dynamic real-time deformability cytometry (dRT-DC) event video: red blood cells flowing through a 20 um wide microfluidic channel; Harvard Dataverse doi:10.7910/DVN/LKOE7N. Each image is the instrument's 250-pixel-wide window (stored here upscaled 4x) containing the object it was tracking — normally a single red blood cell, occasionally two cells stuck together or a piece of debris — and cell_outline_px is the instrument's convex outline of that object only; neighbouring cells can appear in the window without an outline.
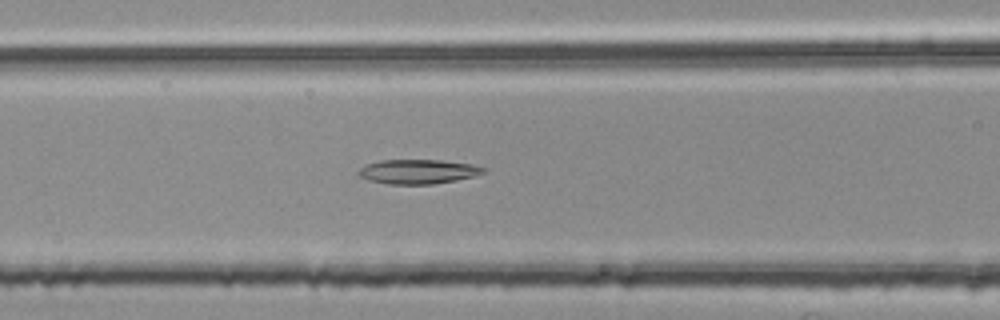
{"species": "common noctule bat (a hibernating species)", "species_latin": "Nyctalus noctula", "temperature_condition": "room temperature", "stored_images_in_passage": 54, "camera_frame_rate_fps": 3000, "um_per_image_px": 0.085, "animal": {"sex": "female", "body_mass_g": 25.1}, "frame": {"image": 1, "passage_image": 22, "time_ms": 7.0, "image_size_px": [1000, 320], "cell_outline_px": [[488, 168], [484, 172], [476, 176], [456, 180], [432, 184], [388, 184], [368, 180], [360, 176], [356, 172], [360, 168], [368, 164], [380, 160], [440, 160], [472, 164]], "centroid_in_image_um": [35.55, 14.58], "position_along_channel_um": 131.0, "area_um2": 17.8}}
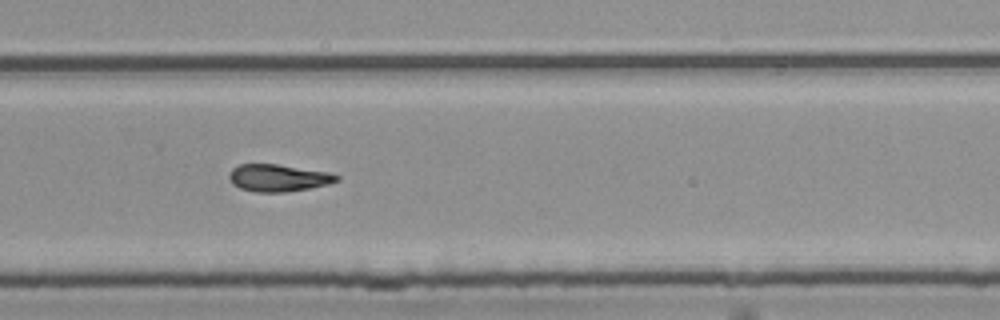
{"frame": {"image": 2, "passage_image": 36, "time_ms": 11.667, "image_size_px": [1000, 320], "cell_outline_px": [[340, 180], [328, 184], [308, 188], [284, 192], [256, 192], [240, 188], [232, 184], [228, 176], [232, 168], [240, 164], [276, 164], [328, 172], [340, 176]], "centroid_in_image_um": [23.63, 15.12], "position_along_channel_um": 306.2, "area_um2": 16.94}}
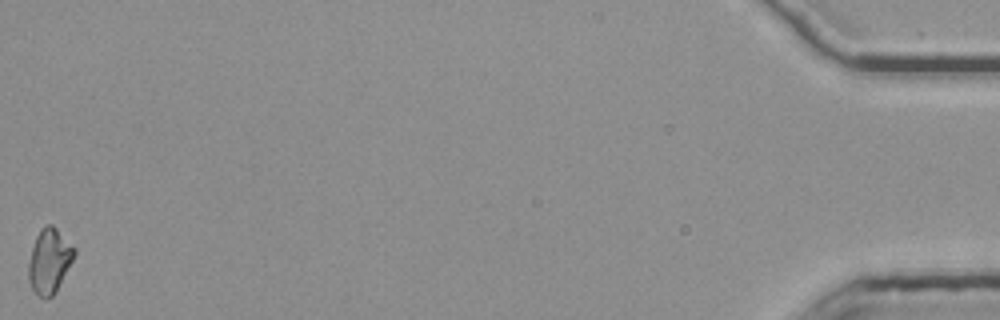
{"frame": {"image": 3, "passage_image": 54, "time_ms": 17.667, "image_size_px": [1000, 320], "cell_outline_px": [[76, 252], [56, 292], [52, 296], [44, 300], [32, 288], [28, 280], [28, 264], [32, 248], [36, 236], [40, 228], [44, 224], [52, 224], [76, 248]], "centroid_in_image_um": [4.19, 22.16], "position_along_channel_um": 431.0, "area_um2": 17.22}, "authors_computed_cell_mechanics": {"area_um2": 17.2822, "velocity_mm_per_s": 3.7697, "shape_relaxation_time_tau1_ms": null, "shape_relaxation_time_tau2_ms": 8.2236, "deformation_change_tau1": null, "deformation_change_tau2": 0.1802}}